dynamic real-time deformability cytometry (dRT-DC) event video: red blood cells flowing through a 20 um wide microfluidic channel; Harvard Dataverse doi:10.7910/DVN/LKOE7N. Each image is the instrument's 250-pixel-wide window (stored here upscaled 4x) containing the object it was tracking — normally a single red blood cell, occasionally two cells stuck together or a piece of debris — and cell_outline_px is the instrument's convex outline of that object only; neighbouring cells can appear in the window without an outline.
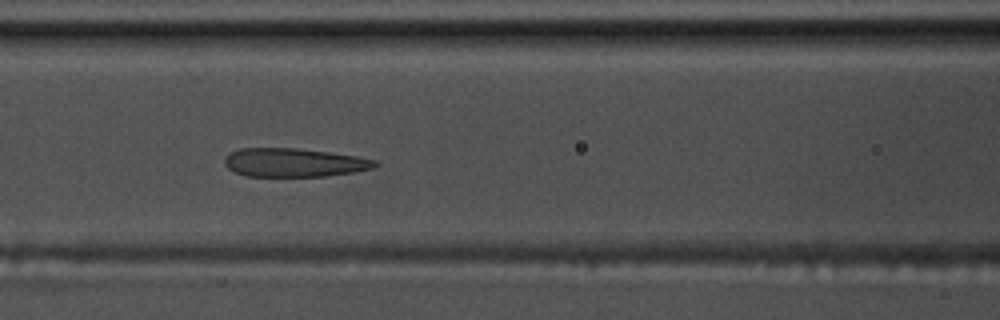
{"species": "common noctule bat (a hibernating species)", "species_latin": "Nyctalus noctula", "temperature_condition": "warm", "stored_images_in_passage": 9, "camera_frame_rate_fps": 3000, "um_per_image_px": 0.085, "animal": {"sex": "male", "body_mass_g": 17.5, "forearm_length_mm": 52.3}, "frame": {"image": 1, "passage_image": 6, "time_ms": 1.667, "image_size_px": [1000, 320], "cell_outline_px": [[380, 164], [372, 168], [352, 172], [324, 176], [244, 176], [228, 168], [224, 164], [224, 156], [228, 152], [240, 148], [296, 148], [328, 152], [356, 156], [376, 160]], "centroid_in_image_um": [24.94, 13.81], "position_along_channel_um": 141.7, "area_um2": 25.09}}
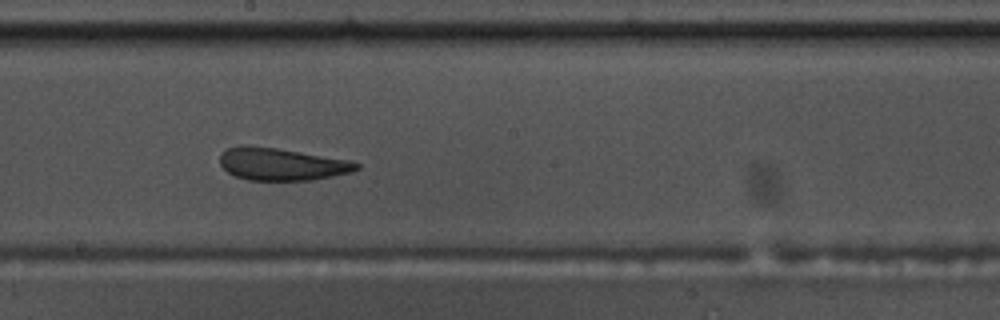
{"frame": {"image": 2, "passage_image": 8, "time_ms": 2.333, "image_size_px": [1000, 320], "cell_outline_px": [[360, 168], [352, 172], [312, 180], [248, 180], [236, 176], [228, 172], [220, 164], [220, 152], [228, 148], [240, 144], [244, 144], [276, 148], [348, 160], [360, 164]], "centroid_in_image_um": [23.9, 13.94], "position_along_channel_um": 224.3, "area_um2": 25.72}}
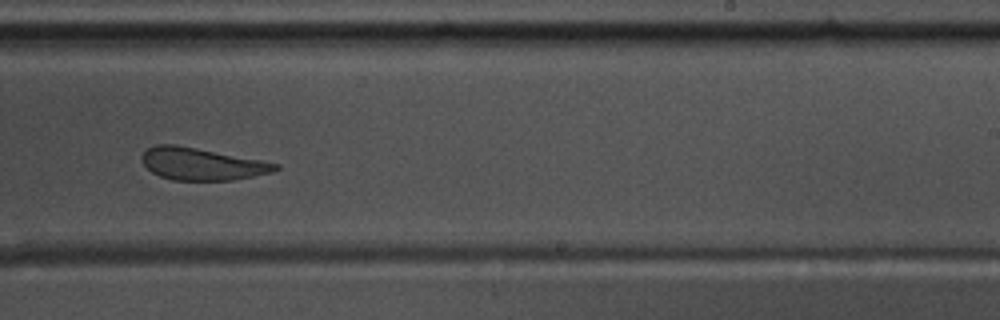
{"frame": {"image": 3, "passage_image": 9, "time_ms": 2.667, "image_size_px": [1000, 320], "cell_outline_px": [[280, 168], [272, 172], [232, 180], [172, 180], [160, 176], [152, 172], [144, 164], [140, 156], [148, 148], [156, 144], [176, 144], [260, 160], [280, 164]], "centroid_in_image_um": [17.13, 13.93], "position_along_channel_um": 271.9, "area_um2": 24.85}}